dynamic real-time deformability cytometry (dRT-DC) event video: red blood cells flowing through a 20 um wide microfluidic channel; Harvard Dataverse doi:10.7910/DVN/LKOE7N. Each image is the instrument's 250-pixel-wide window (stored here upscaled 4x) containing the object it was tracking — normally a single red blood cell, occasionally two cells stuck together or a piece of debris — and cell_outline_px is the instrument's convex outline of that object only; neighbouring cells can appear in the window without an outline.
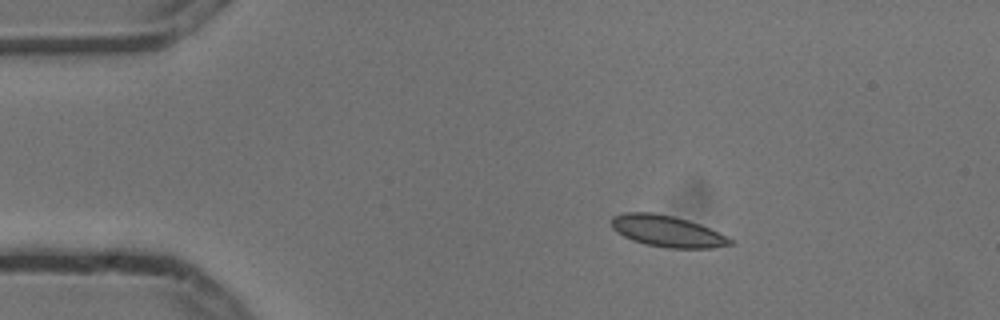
{"species": "common noctule bat (a hibernating species)", "species_latin": "Nyctalus noctula", "temperature_condition": "cold", "stored_images_in_passage": 3, "camera_frame_rate_fps": 3000, "um_per_image_px": 0.085, "animal": {"sex": "male", "body_mass_g": 13.3}, "frame": {"image": 1, "passage_image": 1, "time_ms": 0.0, "image_size_px": [1000, 320], "cell_outline_px": [[732, 244], [716, 248], [664, 248], [644, 244], [632, 240], [616, 232], [612, 228], [608, 220], [612, 216], [624, 212], [652, 212], [672, 216], [688, 220], [700, 224], [732, 240]], "centroid_in_image_um": [56.62, 19.65], "position_along_channel_um": 28.4, "area_um2": 21.79}}
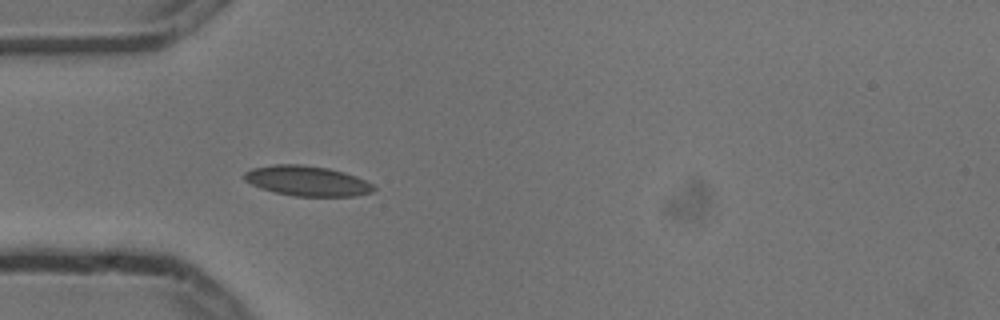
{"frame": {"image": 2, "passage_image": 3, "time_ms": 0.667, "image_size_px": [1000, 320], "cell_outline_px": [[376, 188], [372, 192], [356, 196], [296, 196], [276, 192], [260, 188], [244, 180], [240, 176], [244, 172], [252, 168], [276, 164], [300, 164], [328, 168], [344, 172], [356, 176], [372, 184]], "centroid_in_image_um": [26.08, 15.37], "position_along_channel_um": 58.9, "area_um2": 22.72}}